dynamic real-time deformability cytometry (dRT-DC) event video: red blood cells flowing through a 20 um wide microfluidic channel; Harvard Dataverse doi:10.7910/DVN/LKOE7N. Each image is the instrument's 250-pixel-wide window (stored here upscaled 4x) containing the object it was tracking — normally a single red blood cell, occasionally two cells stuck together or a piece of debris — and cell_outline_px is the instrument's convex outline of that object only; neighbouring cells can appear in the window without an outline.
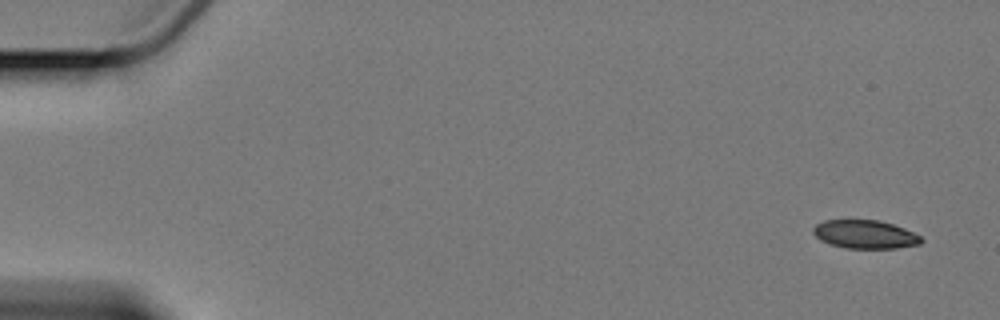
{"species": "Egyptian fruit bat (a non-hibernating species)", "species_latin": "Rousettus aegyptiacus", "temperature_condition": "cold", "stored_images_in_passage": 3, "camera_frame_rate_fps": 3000, "um_per_image_px": 0.085, "animal": {"sex": "female"}, "frame": {"image": 1, "passage_image": 1, "time_ms": 0.0, "image_size_px": [1000, 320], "cell_outline_px": [[924, 240], [920, 244], [896, 248], [848, 248], [832, 244], [820, 240], [812, 232], [812, 228], [816, 224], [824, 220], [880, 220], [904, 228], [920, 236]], "centroid_in_image_um": [73.52, 19.91], "position_along_channel_um": 11.5, "area_um2": 17.8}}